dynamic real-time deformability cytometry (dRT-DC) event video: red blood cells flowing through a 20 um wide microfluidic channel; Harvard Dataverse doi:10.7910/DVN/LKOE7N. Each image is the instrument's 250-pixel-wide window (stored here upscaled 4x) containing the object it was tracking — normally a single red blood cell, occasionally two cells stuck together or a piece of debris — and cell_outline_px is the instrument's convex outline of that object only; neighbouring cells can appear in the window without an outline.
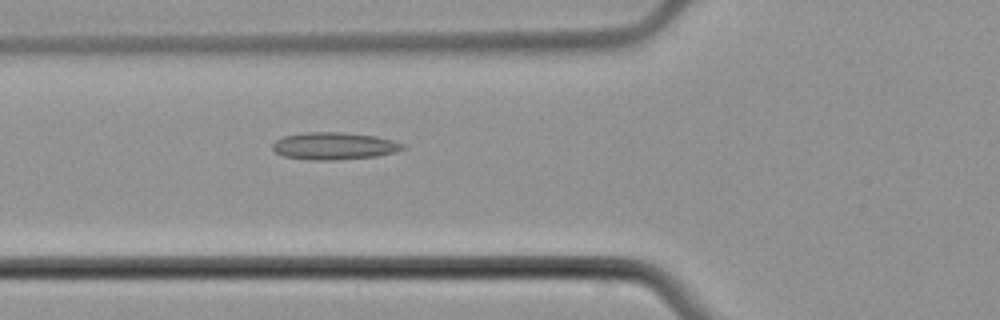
{"species": "common noctule bat (a hibernating species)", "species_latin": "Nyctalus noctula", "temperature_condition": "cold", "stored_images_in_passage": 52, "camera_frame_rate_fps": 3000, "um_per_image_px": 0.085, "animal": {"sex": "male", "body_mass_g": 21.5, "forearm_length_mm": 52.0}, "frame": {"image": 1, "passage_image": 18, "time_ms": 5.667, "image_size_px": [1000, 320], "cell_outline_px": [[408, 148], [396, 152], [376, 156], [332, 160], [312, 160], [284, 156], [276, 152], [272, 148], [272, 144], [276, 140], [284, 136], [304, 132], [344, 132], [376, 136], [392, 140], [404, 144]], "centroid_in_image_um": [28.43, 12.4], "position_along_channel_um": 97.4, "area_um2": 20.75}}
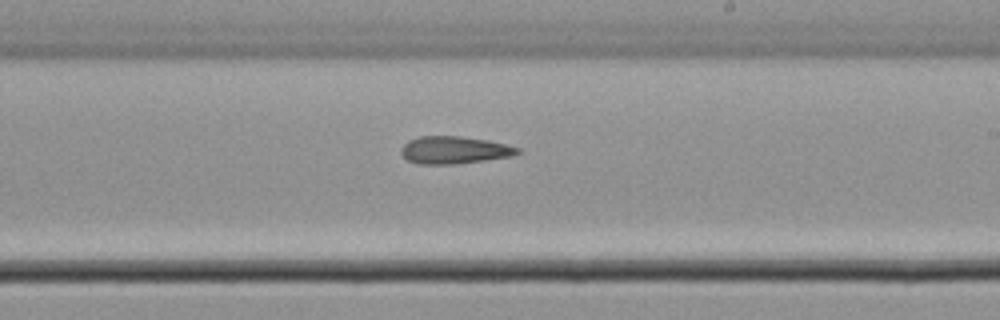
{"frame": {"image": 2, "passage_image": 30, "time_ms": 9.667, "image_size_px": [1000, 320], "cell_outline_px": [[524, 152], [512, 156], [456, 164], [420, 164], [408, 160], [400, 152], [400, 148], [408, 140], [420, 136], [460, 136], [488, 140], [508, 144], [520, 148]], "centroid_in_image_um": [38.65, 12.75], "position_along_channel_um": 250.3, "area_um2": 18.79}}
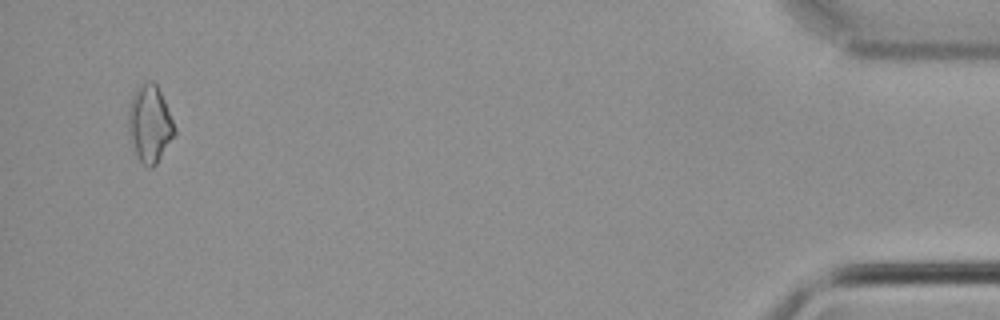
{"frame": {"image": 3, "passage_image": 50, "time_ms": 16.333, "image_size_px": [1000, 320], "cell_outline_px": [[176, 132], [156, 164], [152, 168], [148, 168], [140, 160], [136, 152], [128, 132], [128, 108], [132, 96], [140, 84], [152, 80], [156, 84], [164, 100], [176, 128]], "centroid_in_image_um": [12.72, 10.51], "position_along_channel_um": 422.5, "area_um2": 20.4}}